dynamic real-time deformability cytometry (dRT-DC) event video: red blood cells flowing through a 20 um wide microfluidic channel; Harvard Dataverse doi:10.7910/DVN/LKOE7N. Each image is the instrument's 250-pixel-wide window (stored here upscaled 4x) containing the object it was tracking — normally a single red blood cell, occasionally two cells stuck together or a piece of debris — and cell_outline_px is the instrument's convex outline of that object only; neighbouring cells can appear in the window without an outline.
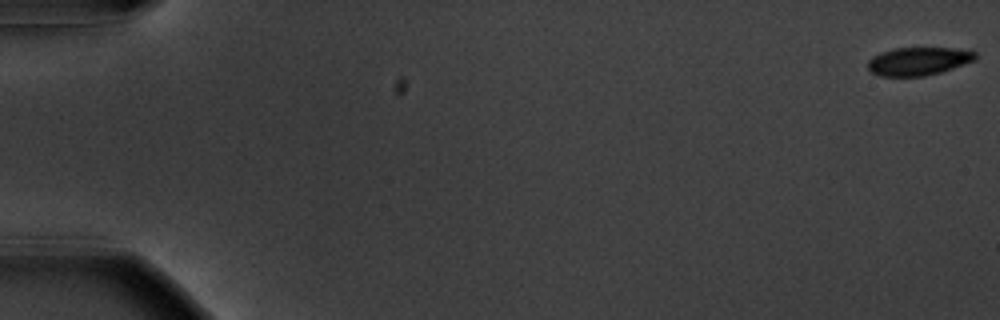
{"species": "common noctule bat (a hibernating species)", "species_latin": "Nyctalus noctula", "temperature_condition": "warm", "stored_images_in_passage": 57, "camera_frame_rate_fps": 3000, "um_per_image_px": 0.085, "animal": {"sex": "male", "body_mass_g": 20.1, "forearm_length_mm": 53.5}, "frame": {"image": 1, "passage_image": 1, "time_ms": 0.0, "image_size_px": [1000, 320], "cell_outline_px": [[976, 56], [972, 60], [952, 68], [940, 72], [924, 76], [880, 76], [872, 72], [868, 68], [868, 60], [872, 56], [880, 52], [896, 48], [952, 48], [976, 52]], "centroid_in_image_um": [78.0, 5.2], "position_along_channel_um": 7.0, "area_um2": 17.34}}
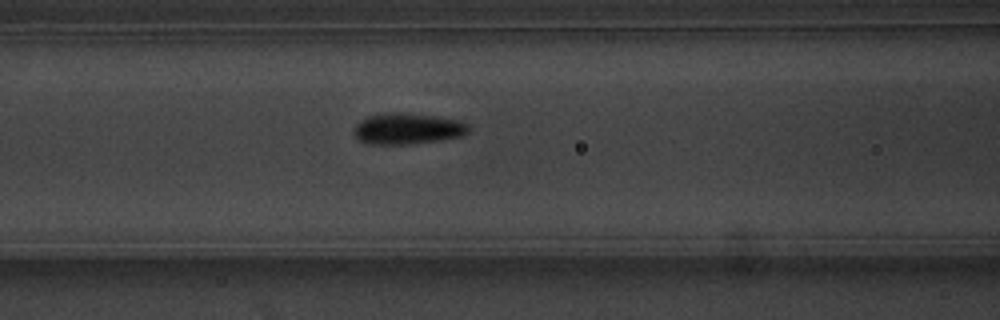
{"frame": {"image": 2, "passage_image": 25, "time_ms": 8.0, "image_size_px": [1000, 320], "cell_outline_px": [[468, 132], [464, 136], [440, 140], [412, 144], [368, 144], [360, 140], [352, 132], [356, 124], [360, 120], [368, 116], [392, 112], [400, 112], [432, 116], [460, 120], [468, 124]], "centroid_in_image_um": [34.64, 10.94], "position_along_channel_um": 132.0, "area_um2": 20.81}}
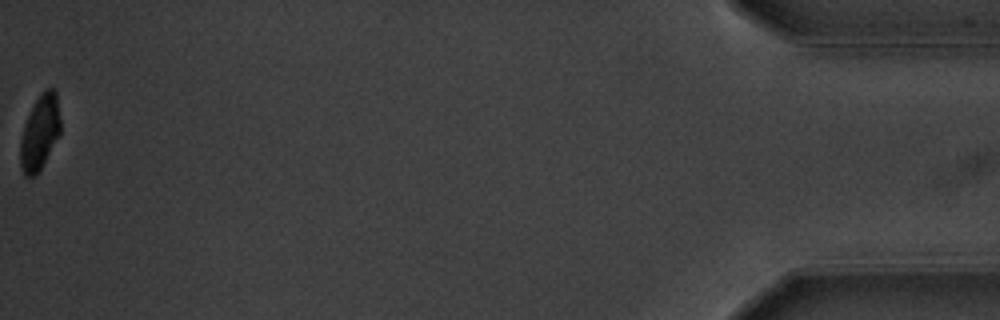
{"frame": {"image": 3, "passage_image": 57, "time_ms": 18.667, "image_size_px": [1000, 320], "cell_outline_px": [[60, 132], [36, 176], [24, 176], [20, 164], [20, 140], [28, 116], [36, 100], [44, 88], [52, 88], [56, 92], [60, 120]], "centroid_in_image_um": [3.38, 11.26], "position_along_channel_um": 431.8, "area_um2": 17.05}, "authors_computed_cell_mechanics": {"area_um2": 19.363, "velocity_mm_per_s": 3.6604, "shape_relaxation_time_tau1_ms": 2.4706, "shape_relaxation_time_tau2_ms": null, "deformation_change_tau1": 0.1022, "deformation_change_tau2": null}}